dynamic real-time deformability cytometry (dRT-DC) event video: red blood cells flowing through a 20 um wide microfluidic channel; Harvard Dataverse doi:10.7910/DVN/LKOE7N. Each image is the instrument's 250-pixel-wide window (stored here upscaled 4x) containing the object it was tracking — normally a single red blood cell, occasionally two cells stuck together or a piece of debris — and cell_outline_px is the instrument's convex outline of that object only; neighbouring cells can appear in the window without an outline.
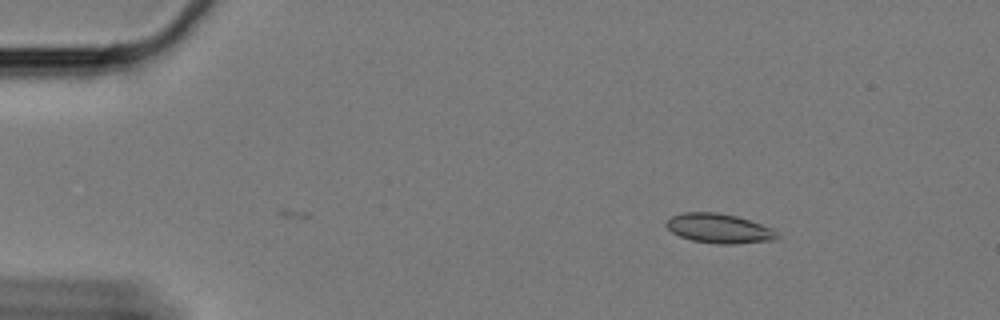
{"species": "Egyptian fruit bat (a non-hibernating species)", "species_latin": "Rousettus aegyptiacus", "temperature_condition": "cold", "stored_images_in_passage": 46, "camera_frame_rate_fps": 3000, "um_per_image_px": 0.085, "animal": {"sex": "female"}, "frame": {"image": 1, "passage_image": 1, "time_ms": 0.0, "image_size_px": [1000, 320], "cell_outline_px": [[780, 236], [776, 240], [732, 244], [716, 244], [692, 240], [680, 236], [672, 232], [664, 224], [672, 216], [680, 212], [716, 212], [736, 216], [772, 228]], "centroid_in_image_um": [61.11, 19.42], "position_along_channel_um": 23.9, "area_um2": 19.02}}
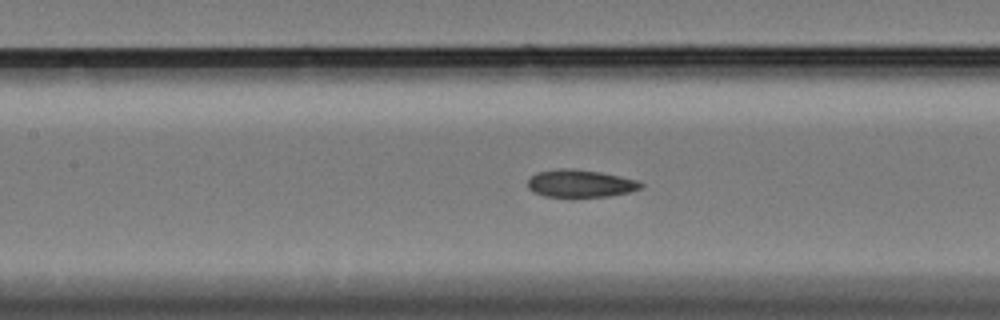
{"frame": {"image": 2, "passage_image": 20, "time_ms": 6.333, "image_size_px": [1000, 320], "cell_outline_px": [[644, 188], [632, 192], [608, 196], [576, 200], [544, 196], [532, 192], [528, 188], [528, 180], [536, 172], [560, 168], [572, 168], [600, 172], [620, 176], [636, 180], [644, 184]], "centroid_in_image_um": [49.33, 15.65], "position_along_channel_um": 158.1, "area_um2": 19.13}}
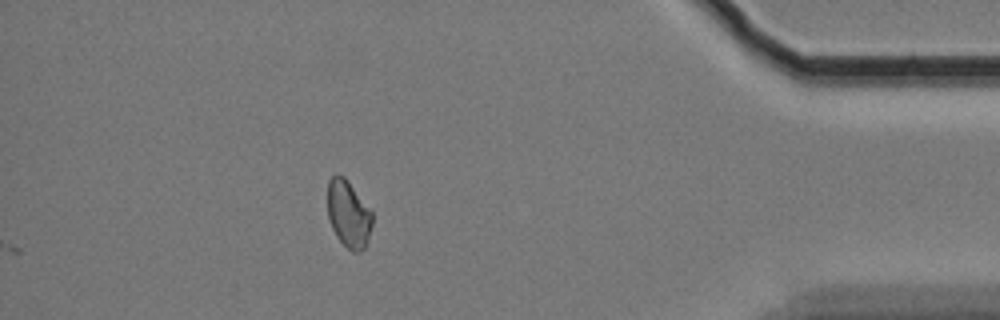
{"frame": {"image": 3, "passage_image": 46, "time_ms": 15.0, "image_size_px": [1000, 320], "cell_outline_px": [[372, 224], [364, 248], [360, 252], [352, 252], [336, 236], [328, 220], [328, 180], [336, 172], [344, 176], [372, 208]], "centroid_in_image_um": [29.62, 18.14], "position_along_channel_um": 405.6, "area_um2": 17.74}, "authors_computed_cell_mechanics": {"area_um2": 18.0914, "velocity_mm_per_s": 3.3309, "shape_relaxation_time_tau1_ms": null, "shape_relaxation_time_tau2_ms": 7.4243, "deformation_change_tau1": null, "deformation_change_tau2": 0.0968}}